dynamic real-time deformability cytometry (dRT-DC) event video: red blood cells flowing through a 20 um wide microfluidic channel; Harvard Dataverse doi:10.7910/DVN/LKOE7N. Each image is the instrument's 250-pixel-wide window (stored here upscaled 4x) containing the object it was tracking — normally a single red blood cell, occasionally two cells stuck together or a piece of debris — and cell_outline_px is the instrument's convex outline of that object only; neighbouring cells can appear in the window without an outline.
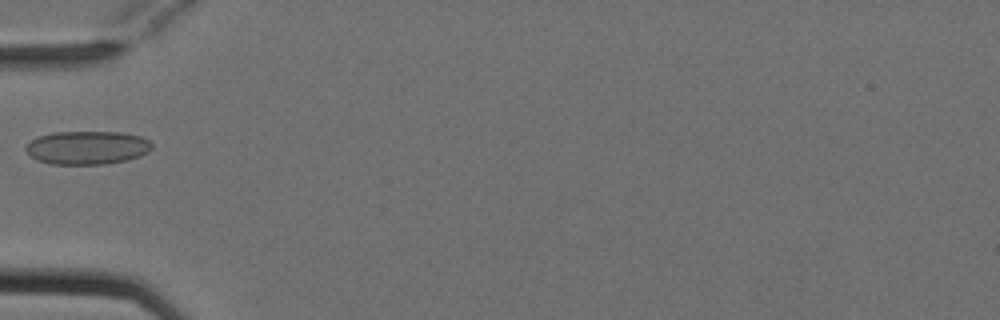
{"species": "Egyptian fruit bat (a non-hibernating species)", "species_latin": "Rousettus aegyptiacus", "temperature_condition": "cold", "stored_images_in_passage": 6, "camera_frame_rate_fps": 3000, "um_per_image_px": 0.085, "animal": {"sex": "female"}, "frame": {"image": 1, "passage_image": 5, "time_ms": 1.333, "image_size_px": [1000, 320], "cell_outline_px": [[152, 148], [148, 152], [140, 156], [128, 160], [104, 164], [52, 164], [36, 160], [24, 148], [32, 140], [40, 136], [56, 132], [120, 132], [140, 136], [148, 140], [152, 144]], "centroid_in_image_um": [7.44, 12.55], "position_along_channel_um": 77.6, "area_um2": 24.45}}
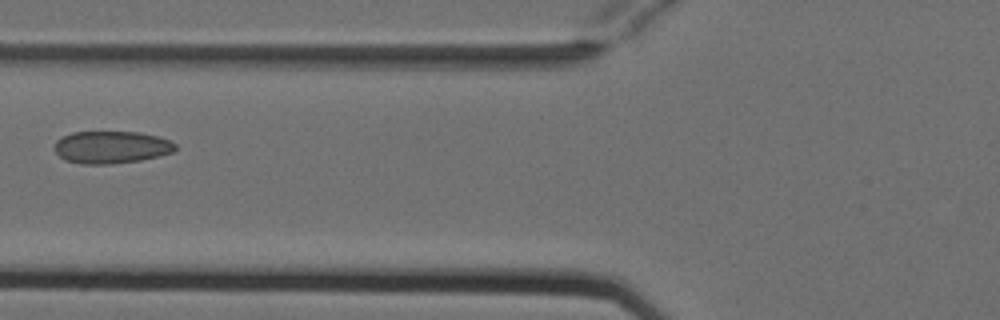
{"frame": {"image": 2, "passage_image": 6, "time_ms": 1.667, "image_size_px": [1000, 320], "cell_outline_px": [[176, 148], [172, 152], [160, 156], [140, 160], [112, 164], [80, 164], [64, 160], [56, 152], [56, 140], [72, 132], [140, 132], [156, 136], [168, 140], [176, 144]], "centroid_in_image_um": [9.46, 12.52], "position_along_channel_um": 116.3, "area_um2": 22.72}}